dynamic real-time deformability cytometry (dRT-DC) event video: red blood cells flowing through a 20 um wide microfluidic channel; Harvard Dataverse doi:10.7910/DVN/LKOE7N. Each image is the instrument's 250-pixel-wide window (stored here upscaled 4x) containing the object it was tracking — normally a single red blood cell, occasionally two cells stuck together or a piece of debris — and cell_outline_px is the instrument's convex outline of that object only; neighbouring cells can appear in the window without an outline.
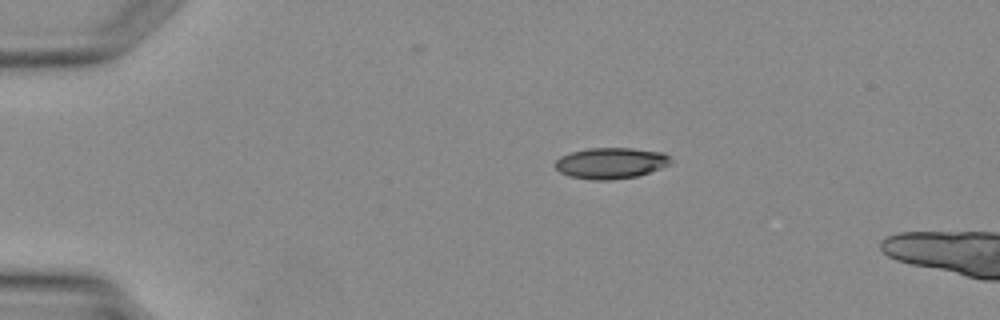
{"species": "Egyptian fruit bat (a non-hibernating species)", "species_latin": "Rousettus aegyptiacus", "temperature_condition": "warm", "stored_images_in_passage": 6, "camera_frame_rate_fps": 3000, "um_per_image_px": 0.085, "animal": {"sex": "female"}, "frame": {"image": 1, "passage_image": 6, "time_ms": 6.0, "image_size_px": [1000, 320], "cell_outline_px": [[668, 164], [660, 168], [636, 176], [608, 180], [592, 180], [568, 176], [560, 172], [556, 168], [556, 160], [560, 156], [572, 152], [588, 148], [632, 148], [664, 152], [668, 156]], "centroid_in_image_um": [51.87, 13.86], "position_along_channel_um": 33.1, "area_um2": 20.63}}